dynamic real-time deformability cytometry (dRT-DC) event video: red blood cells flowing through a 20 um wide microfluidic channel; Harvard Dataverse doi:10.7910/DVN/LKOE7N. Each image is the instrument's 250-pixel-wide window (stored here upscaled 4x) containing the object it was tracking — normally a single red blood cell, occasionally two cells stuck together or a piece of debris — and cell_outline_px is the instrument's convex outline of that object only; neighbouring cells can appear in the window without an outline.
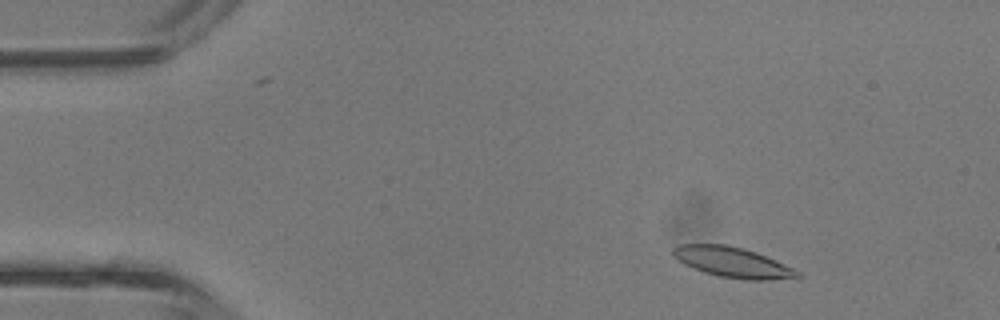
{"species": "common noctule bat (a hibernating species)", "species_latin": "Nyctalus noctula", "temperature_condition": "room temperature", "stored_images_in_passage": 4, "camera_frame_rate_fps": 3000, "um_per_image_px": 0.085, "animal": {"sex": "male", "body_mass_g": 13.3}, "frame": {"image": 1, "passage_image": 1, "time_ms": 0.0, "image_size_px": [1000, 320], "cell_outline_px": [[800, 276], [768, 280], [748, 280], [720, 276], [704, 272], [684, 264], [672, 252], [672, 248], [676, 244], [728, 244], [744, 248], [756, 252], [792, 268], [800, 272]], "centroid_in_image_um": [62.23, 22.27], "position_along_channel_um": 22.8, "area_um2": 21.62}}